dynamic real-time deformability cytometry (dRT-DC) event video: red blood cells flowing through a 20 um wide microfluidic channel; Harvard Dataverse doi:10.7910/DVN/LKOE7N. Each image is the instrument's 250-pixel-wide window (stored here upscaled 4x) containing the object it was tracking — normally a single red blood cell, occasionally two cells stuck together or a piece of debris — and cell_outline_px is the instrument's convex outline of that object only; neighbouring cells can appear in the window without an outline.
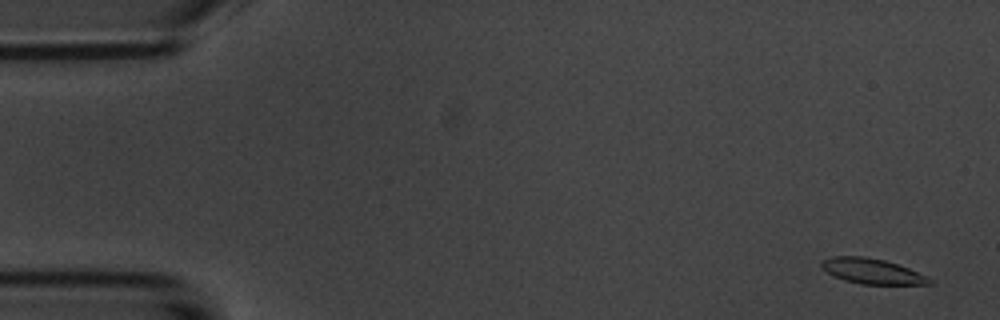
{"species": "common noctule bat (a hibernating species)", "species_latin": "Nyctalus noctula", "temperature_condition": "room temperature", "stored_images_in_passage": 53, "camera_frame_rate_fps": 3000, "um_per_image_px": 0.085, "animal": {"sex": "male", "body_mass_g": 20.1, "forearm_length_mm": 53.5}, "frame": {"image": 1, "passage_image": 1, "time_ms": 0.0, "image_size_px": [1000, 320], "cell_outline_px": [[936, 280], [932, 284], [860, 284], [844, 280], [828, 272], [820, 264], [824, 260], [832, 256], [864, 256], [884, 260], [908, 268], [928, 276]], "centroid_in_image_um": [74.19, 23.06], "position_along_channel_um": 10.8, "area_um2": 15.78}}
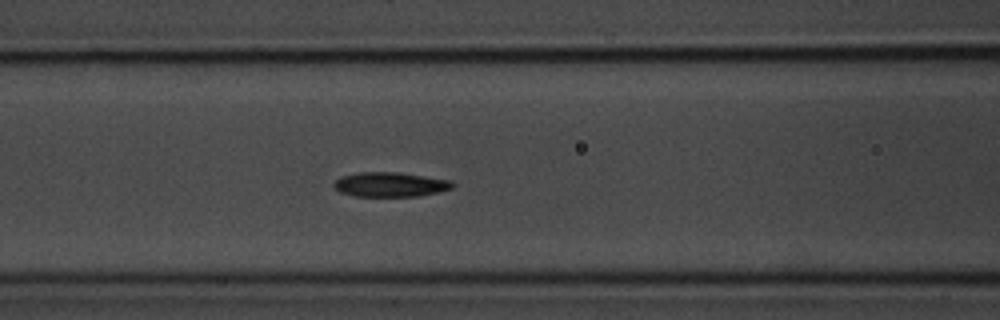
{"frame": {"image": 2, "passage_image": 21, "time_ms": 6.667, "image_size_px": [1000, 320], "cell_outline_px": [[456, 184], [452, 188], [420, 196], [352, 196], [340, 192], [332, 184], [340, 176], [356, 172], [396, 172], [452, 180]], "centroid_in_image_um": [33.15, 15.68], "position_along_channel_um": 133.4, "area_um2": 17.05}}
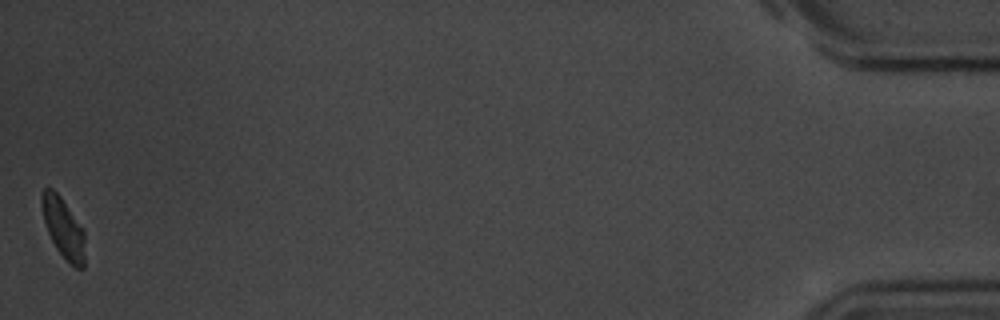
{"frame": {"image": 3, "passage_image": 53, "time_ms": 17.333, "image_size_px": [1000, 320], "cell_outline_px": [[84, 268], [76, 268], [56, 248], [48, 232], [44, 220], [40, 204], [40, 196], [44, 188], [52, 188], [60, 196], [84, 232]], "centroid_in_image_um": [5.35, 19.34], "position_along_channel_um": 429.9, "area_um2": 14.68}, "authors_computed_cell_mechanics": {"area_um2": 16.762, "velocity_mm_per_s": 3.6793, "shape_relaxation_time_tau1_ms": 3.0712, "shape_relaxation_time_tau2_ms": 4.2218, "deformation_change_tau1": 0.1059, "deformation_change_tau2": 0.0987}}